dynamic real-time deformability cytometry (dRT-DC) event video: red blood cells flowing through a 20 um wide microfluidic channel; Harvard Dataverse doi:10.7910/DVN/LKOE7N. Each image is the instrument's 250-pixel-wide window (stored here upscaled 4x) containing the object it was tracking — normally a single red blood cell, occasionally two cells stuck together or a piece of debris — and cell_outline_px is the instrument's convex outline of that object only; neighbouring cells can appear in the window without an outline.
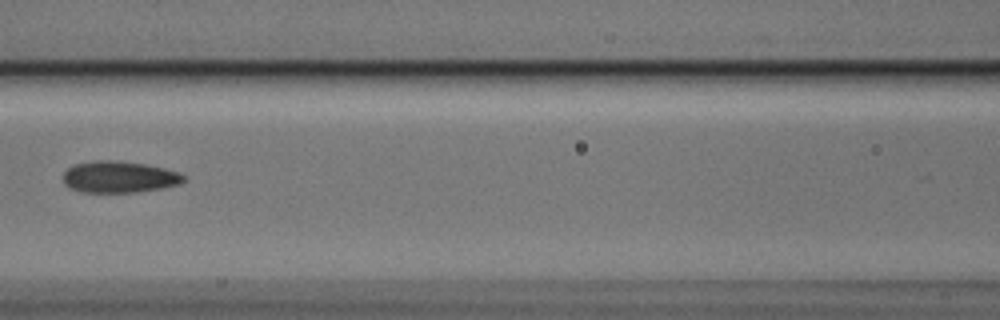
{"species": "Egyptian fruit bat (a non-hibernating species)", "species_latin": "Rousettus aegyptiacus", "temperature_condition": "cold", "stored_images_in_passage": 5, "camera_frame_rate_fps": 3000, "um_per_image_px": 0.085, "animal": {"sex": "male"}, "frame": {"image": 1, "passage_image": 4, "time_ms": 1.0, "image_size_px": [1000, 320], "cell_outline_px": [[188, 176], [180, 184], [160, 188], [136, 192], [84, 192], [68, 188], [64, 184], [64, 172], [68, 168], [76, 164], [92, 160], [116, 160], [144, 164], [164, 168], [180, 172]], "centroid_in_image_um": [10.14, 15.03], "position_along_channel_um": 156.5, "area_um2": 22.25}}
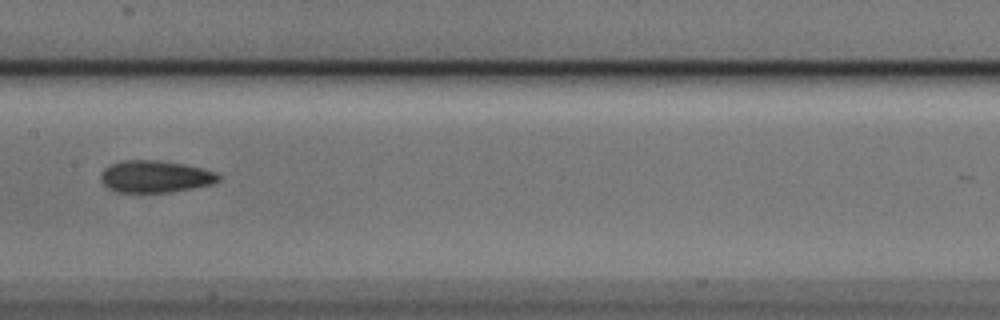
{"frame": {"image": 2, "passage_image": 5, "time_ms": 1.333, "image_size_px": [1000, 320], "cell_outline_px": [[220, 180], [212, 184], [192, 188], [168, 192], [116, 192], [108, 188], [100, 180], [100, 176], [104, 168], [120, 160], [160, 160], [184, 164], [216, 172], [220, 176]], "centroid_in_image_um": [13.17, 15.0], "position_along_channel_um": 194.2, "area_um2": 21.96}}